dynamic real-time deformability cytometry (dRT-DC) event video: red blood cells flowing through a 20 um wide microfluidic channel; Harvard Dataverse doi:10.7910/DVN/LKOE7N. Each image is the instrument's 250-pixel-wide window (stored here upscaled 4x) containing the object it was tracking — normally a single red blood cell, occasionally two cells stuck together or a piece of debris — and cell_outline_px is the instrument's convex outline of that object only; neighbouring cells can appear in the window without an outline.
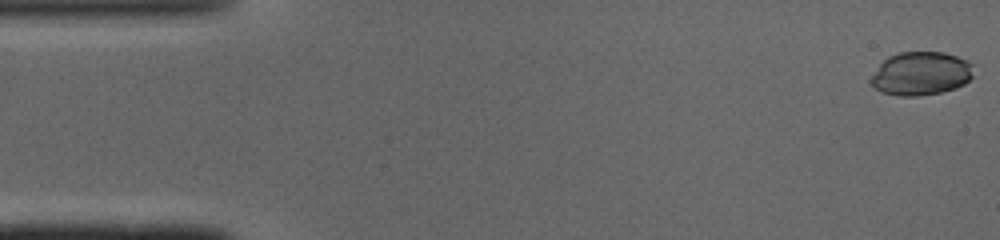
{"species": "common noctule bat (a hibernating species)", "species_latin": "Nyctalus noctula", "temperature_condition": "cold", "stored_images_in_passage": 49, "camera_frame_rate_fps": 3000, "um_per_image_px": 0.085, "animal": {"sex": "male", "body_mass_g": 19.0, "forearm_length_mm": 50.8}, "frame": {"image": 1, "passage_image": 1, "time_ms": 0.0, "image_size_px": [1000, 240], "cell_outline_px": [[972, 76], [964, 84], [956, 88], [940, 92], [916, 96], [900, 96], [880, 92], [868, 80], [880, 64], [888, 56], [900, 52], [944, 52], [956, 56], [972, 64]], "centroid_in_image_um": [78.25, 6.25], "position_along_channel_um": 6.8, "area_um2": 25.89}}
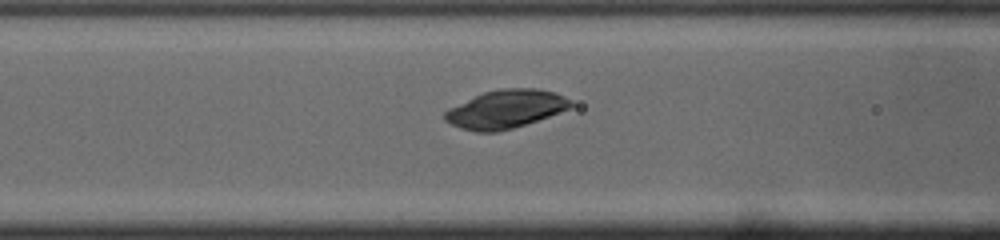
{"frame": {"image": 2, "passage_image": 19, "time_ms": 6.0, "image_size_px": [1000, 240], "cell_outline_px": [[572, 108], [512, 128], [496, 132], [476, 132], [460, 128], [444, 120], [444, 112], [448, 108], [484, 92], [500, 88], [536, 88], [556, 92], [572, 100]], "centroid_in_image_um": [42.99, 9.26], "position_along_channel_um": 123.6, "area_um2": 28.03}}
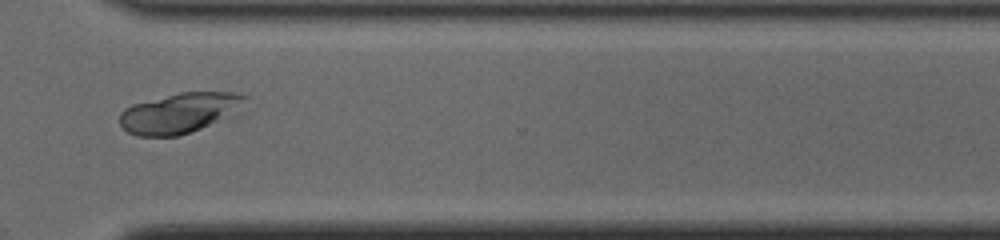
{"frame": {"image": 3, "passage_image": 36, "time_ms": 11.667, "image_size_px": [1000, 240], "cell_outline_px": [[248, 100], [216, 120], [200, 128], [176, 136], [136, 136], [128, 132], [120, 124], [120, 112], [124, 108], [132, 104], [180, 92], [236, 92], [248, 96]], "centroid_in_image_um": [15.15, 9.58], "position_along_channel_um": 355.5, "area_um2": 28.44}, "authors_computed_cell_mechanics": {"area_um2": 28.2642, "velocity_mm_per_s": 4.0788, "shape_relaxation_time_tau1_ms": null, "shape_relaxation_time_tau2_ms": 8.6409, "deformation_change_tau1": null, "deformation_change_tau2": 0.1224}}